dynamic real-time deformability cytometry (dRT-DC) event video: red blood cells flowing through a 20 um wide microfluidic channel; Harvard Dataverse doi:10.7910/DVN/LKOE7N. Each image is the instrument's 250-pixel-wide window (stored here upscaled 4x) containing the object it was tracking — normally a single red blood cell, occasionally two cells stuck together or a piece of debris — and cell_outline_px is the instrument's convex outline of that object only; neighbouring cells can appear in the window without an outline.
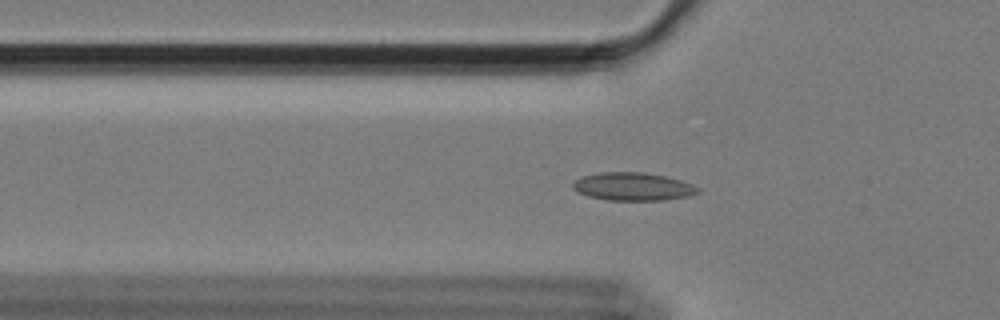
{"species": "Egyptian fruit bat (a non-hibernating species)", "species_latin": "Rousettus aegyptiacus", "temperature_condition": "cold", "stored_images_in_passage": 59, "camera_frame_rate_fps": 3000, "um_per_image_px": 0.085, "animal": {"sex": "female"}, "frame": {"image": 1, "passage_image": 19, "time_ms": 6.0, "image_size_px": [1000, 320], "cell_outline_px": [[700, 192], [688, 196], [664, 200], [608, 200], [588, 196], [576, 192], [572, 188], [572, 184], [576, 180], [584, 176], [600, 172], [644, 172], [664, 176], [680, 180], [692, 184], [700, 188]], "centroid_in_image_um": [53.8, 15.86], "position_along_channel_um": 72.0, "area_um2": 20.4}}
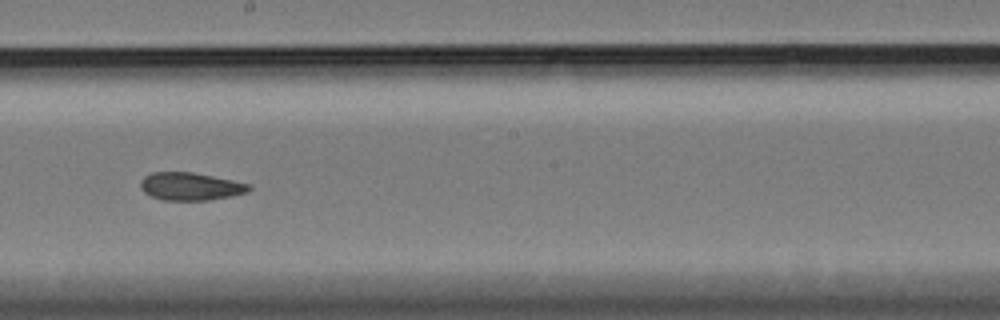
{"frame": {"image": 2, "passage_image": 33, "time_ms": 10.667, "image_size_px": [1000, 320], "cell_outline_px": [[252, 188], [248, 192], [232, 196], [208, 200], [164, 200], [152, 196], [144, 192], [140, 188], [140, 180], [144, 176], [152, 172], [192, 172], [252, 184]], "centroid_in_image_um": [16.2, 15.84], "position_along_channel_um": 232.0, "area_um2": 17.63}}
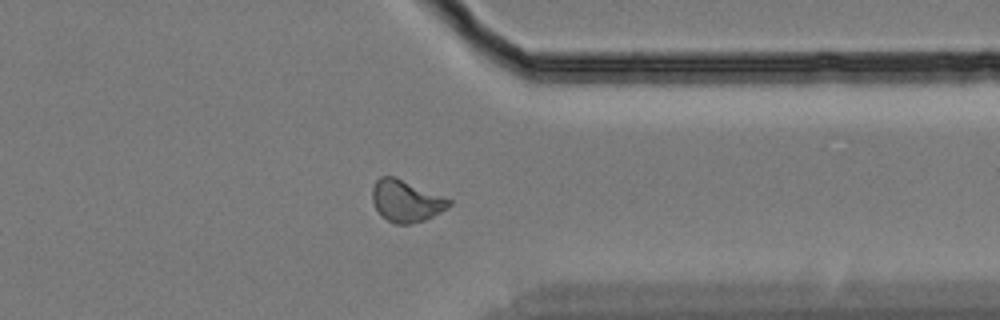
{"frame": {"image": 3, "passage_image": 46, "time_ms": 15.0, "image_size_px": [1000, 320], "cell_outline_px": [[452, 204], [448, 208], [424, 220], [408, 224], [396, 224], [380, 216], [372, 200], [372, 188], [376, 180], [380, 176], [396, 176], [452, 200]], "centroid_in_image_um": [34.5, 17.07], "position_along_channel_um": 376.9, "area_um2": 18.73}, "authors_computed_cell_mechanics": {"area_um2": 18.3226, "velocity_mm_per_s": 3.4113, "shape_relaxation_time_tau1_ms": 11.0791, "shape_relaxation_time_tau2_ms": 1.5893, "deformation_change_tau1": 0.1733, "deformation_change_tau2": 0.0608}}